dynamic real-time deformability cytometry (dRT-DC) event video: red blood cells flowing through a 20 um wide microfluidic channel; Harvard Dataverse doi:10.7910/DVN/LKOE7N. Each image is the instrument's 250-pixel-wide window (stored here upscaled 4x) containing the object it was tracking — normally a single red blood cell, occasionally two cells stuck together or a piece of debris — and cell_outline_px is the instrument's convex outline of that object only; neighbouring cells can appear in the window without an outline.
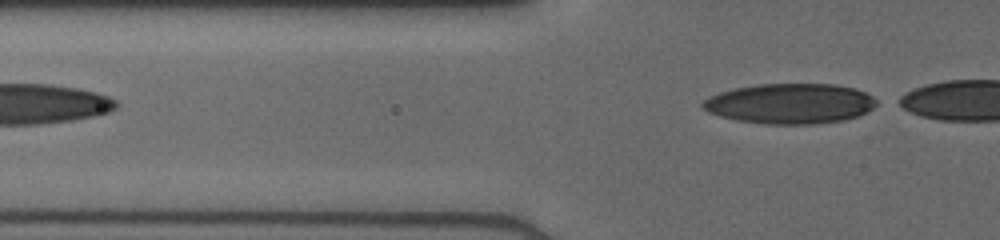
{"species": "human", "species_latin": "Homo sapiens", "temperature_condition": "cold", "stored_images_in_passage": 8, "segment_of_instrument_passage": [2, 2], "camera_frame_rate_fps": 3000, "um_per_image_px": 0.085, "donor": {"sex": "male"}, "frame": {"image": 1, "passage_image": 8, "time_ms": 4.667, "image_size_px": [1000, 240], "cell_outline_px": [[876, 104], [868, 112], [844, 120], [816, 124], [764, 124], [736, 120], [720, 116], [708, 112], [700, 104], [708, 96], [720, 92], [736, 88], [760, 84], [836, 84], [856, 88], [872, 96], [876, 100]], "centroid_in_image_um": [67.15, 8.81], "position_along_channel_um": 58.6, "area_um2": 40.81}}